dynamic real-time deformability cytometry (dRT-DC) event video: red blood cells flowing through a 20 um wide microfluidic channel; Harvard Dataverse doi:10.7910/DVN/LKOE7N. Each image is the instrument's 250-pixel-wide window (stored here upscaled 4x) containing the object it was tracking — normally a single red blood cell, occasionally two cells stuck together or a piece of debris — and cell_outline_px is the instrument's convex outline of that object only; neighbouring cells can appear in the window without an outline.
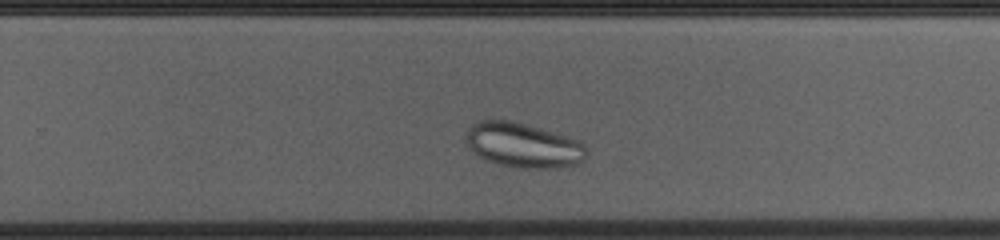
{"species": "common noctule bat (a hibernating species)", "species_latin": "Nyctalus noctula", "temperature_condition": "cold", "stored_images_in_passage": 33, "camera_frame_rate_fps": 3000, "um_per_image_px": 0.085, "animal": {"sex": "female", "body_mass_g": 23.0, "forearm_length_mm": 53.4}, "frame": {"image": 1, "passage_image": 24, "time_ms": 7.667, "image_size_px": [1000, 240], "cell_outline_px": [[588, 148], [584, 160], [576, 164], [556, 168], [520, 168], [496, 164], [480, 156], [468, 148], [468, 128], [472, 124], [480, 120], [512, 120], [528, 124], [568, 136], [580, 140]], "centroid_in_image_um": [44.52, 12.34], "position_along_channel_um": 285.3, "area_um2": 31.56}}